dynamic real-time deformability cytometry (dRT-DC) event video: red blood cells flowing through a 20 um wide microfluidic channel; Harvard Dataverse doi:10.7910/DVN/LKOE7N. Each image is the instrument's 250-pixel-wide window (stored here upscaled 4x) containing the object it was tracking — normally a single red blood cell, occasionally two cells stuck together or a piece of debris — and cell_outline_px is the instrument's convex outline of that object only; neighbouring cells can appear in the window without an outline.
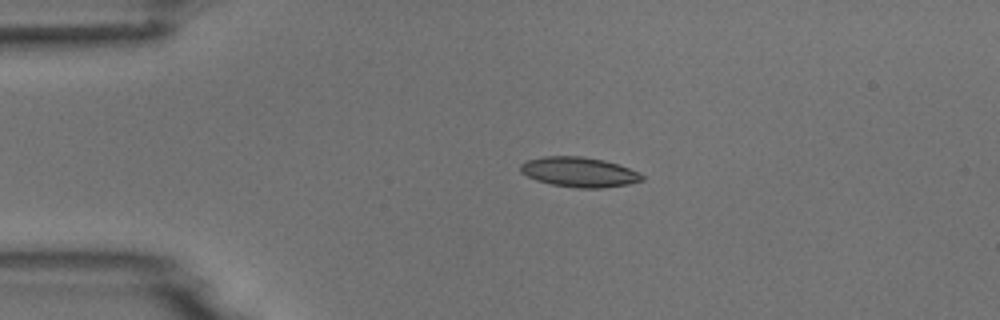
{"species": "common noctule bat (a hibernating species)", "species_latin": "Nyctalus noctula", "temperature_condition": "room temperature", "stored_images_in_passage": 5, "camera_frame_rate_fps": 3000, "um_per_image_px": 0.085, "animal": {"sex": "male", "body_mass_g": 18.8}, "frame": {"image": 1, "passage_image": 3, "time_ms": 3.333, "image_size_px": [1000, 320], "cell_outline_px": [[644, 180], [628, 184], [604, 188], [576, 188], [552, 184], [536, 180], [520, 172], [520, 164], [528, 160], [544, 156], [580, 156], [604, 160], [640, 172], [644, 176]], "centroid_in_image_um": [49.23, 14.63], "position_along_channel_um": 35.8, "area_um2": 21.15}}
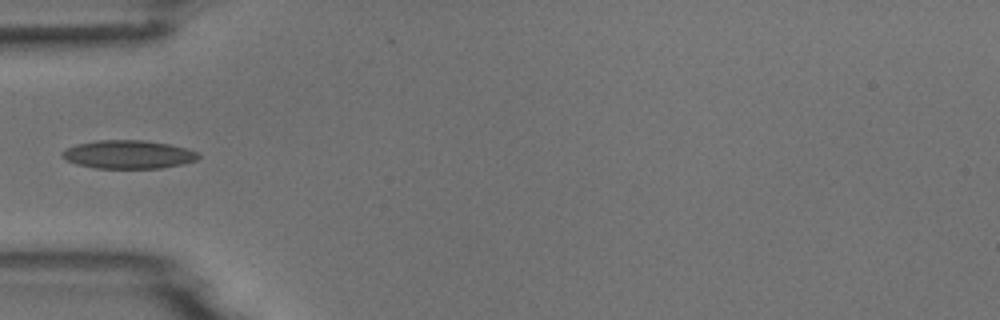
{"frame": {"image": 2, "passage_image": 5, "time_ms": 5.333, "image_size_px": [1000, 320], "cell_outline_px": [[200, 156], [196, 160], [184, 164], [160, 168], [96, 168], [76, 164], [60, 156], [60, 152], [76, 144], [96, 140], [144, 140], [168, 144], [188, 148], [196, 152]], "centroid_in_image_um": [10.9, 13.12], "position_along_channel_um": 74.1, "area_um2": 22.54}}